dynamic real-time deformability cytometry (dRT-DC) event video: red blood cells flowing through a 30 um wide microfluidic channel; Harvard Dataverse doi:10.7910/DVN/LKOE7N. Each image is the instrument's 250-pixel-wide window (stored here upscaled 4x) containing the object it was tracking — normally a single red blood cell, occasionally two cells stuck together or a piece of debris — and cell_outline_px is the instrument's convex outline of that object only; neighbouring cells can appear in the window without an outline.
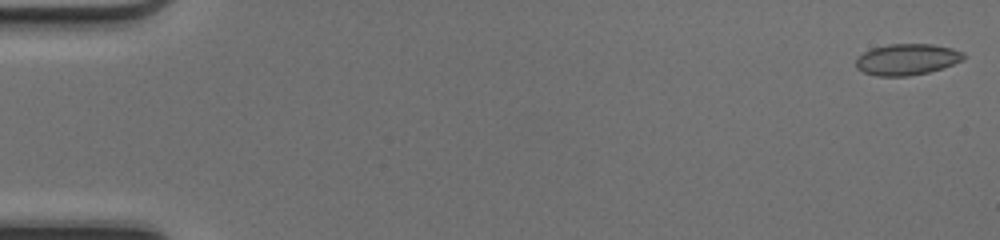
{"species": "common noctule bat (a hibernating species)", "species_latin": "Nyctalus noctula", "temperature_condition": "cold", "stored_images_in_passage": 16, "camera_frame_rate_fps": 3000, "um_per_image_px": 0.085, "animal": {"sex": "female", "body_mass_g": 17.0, "forearm_length_mm": 48.0}, "frame": {"image": 1, "passage_image": 1, "time_ms": 0.0, "image_size_px": [1000, 240], "cell_outline_px": [[968, 56], [964, 60], [928, 72], [908, 76], [876, 76], [864, 72], [856, 68], [856, 56], [872, 48], [888, 44], [932, 44], [952, 48], [964, 52]], "centroid_in_image_um": [77.09, 5.04], "position_along_channel_um": 7.9, "area_um2": 19.71}}
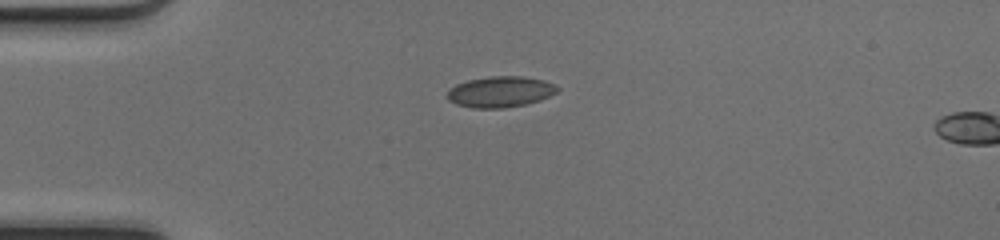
{"frame": {"image": 2, "passage_image": 13, "time_ms": 4.0, "image_size_px": [1000, 240], "cell_outline_px": [[560, 88], [556, 92], [540, 100], [524, 104], [504, 108], [472, 108], [456, 104], [448, 100], [444, 96], [456, 84], [468, 80], [488, 76], [524, 76], [544, 80], [556, 84]], "centroid_in_image_um": [42.52, 7.79], "position_along_channel_um": 42.5, "area_um2": 19.94}}